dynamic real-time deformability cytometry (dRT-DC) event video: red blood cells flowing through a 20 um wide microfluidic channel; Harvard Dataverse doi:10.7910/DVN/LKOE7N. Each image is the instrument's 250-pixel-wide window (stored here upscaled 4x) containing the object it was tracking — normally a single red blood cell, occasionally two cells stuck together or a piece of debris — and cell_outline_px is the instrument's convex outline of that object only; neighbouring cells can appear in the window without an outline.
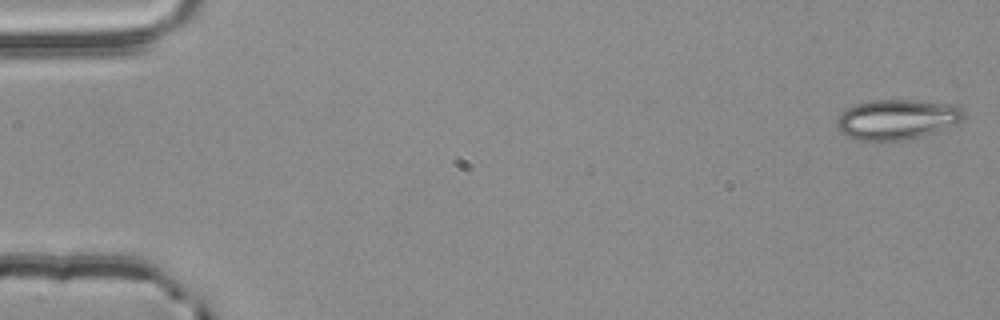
{"species": "common noctule bat (a hibernating species)", "species_latin": "Nyctalus noctula", "temperature_condition": "room temperature", "stored_images_in_passage": 54, "camera_frame_rate_fps": 3000, "um_per_image_px": 0.085, "animal": {"sex": "male", "body_mass_g": 20.4}, "frame": {"image": 1, "passage_image": 1, "time_ms": 0.0, "image_size_px": [1000, 320], "cell_outline_px": [[964, 120], [956, 124], [920, 136], [900, 140], [856, 140], [840, 132], [836, 128], [836, 116], [840, 112], [856, 104], [872, 100], [916, 100], [960, 104], [964, 112]], "centroid_in_image_um": [76.24, 10.12], "position_along_channel_um": 8.8, "area_um2": 29.88}}
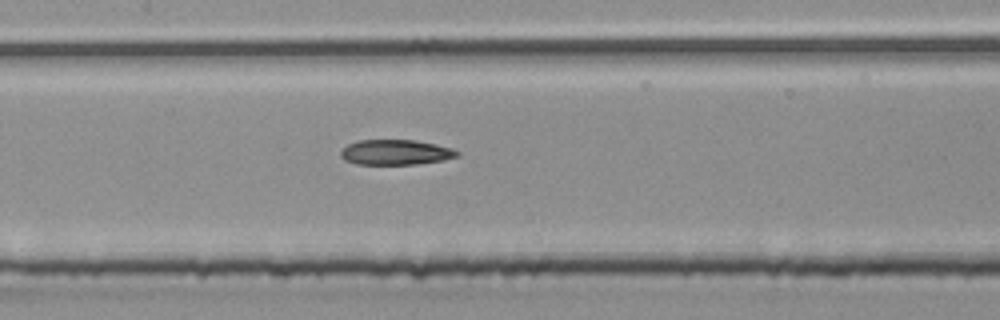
{"frame": {"image": 2, "passage_image": 26, "time_ms": 8.333, "image_size_px": [1000, 320], "cell_outline_px": [[460, 156], [444, 160], [416, 164], [356, 164], [344, 160], [340, 156], [340, 152], [348, 144], [356, 140], [416, 140], [436, 144], [452, 148], [460, 152]], "centroid_in_image_um": [33.65, 12.94], "position_along_channel_um": 173.8, "area_um2": 17.22}}
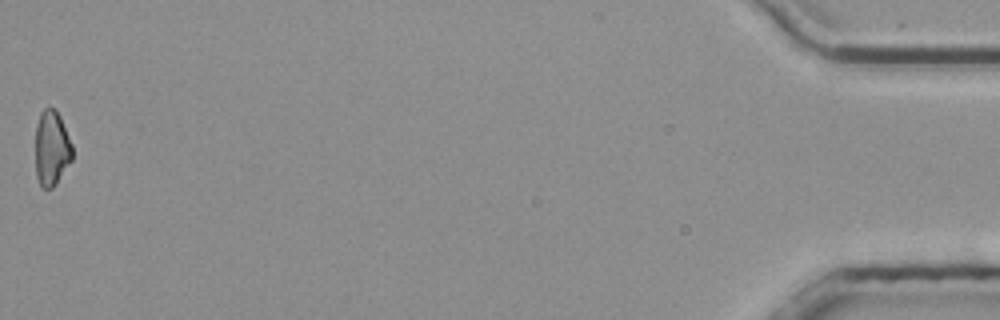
{"frame": {"image": 3, "passage_image": 54, "time_ms": 17.667, "image_size_px": [1000, 320], "cell_outline_px": [[72, 160], [56, 184], [52, 188], [40, 188], [36, 176], [36, 124], [40, 112], [44, 108], [52, 108], [60, 116], [72, 144]], "centroid_in_image_um": [4.38, 12.62], "position_along_channel_um": 430.8, "area_um2": 16.24}, "authors_computed_cell_mechanics": {"area_um2": 17.7157, "velocity_mm_per_s": 3.86, "shape_relaxation_time_tau1_ms": null, "shape_relaxation_time_tau2_ms": 9.5903, "deformation_change_tau1": null, "deformation_change_tau2": 0.2098}}